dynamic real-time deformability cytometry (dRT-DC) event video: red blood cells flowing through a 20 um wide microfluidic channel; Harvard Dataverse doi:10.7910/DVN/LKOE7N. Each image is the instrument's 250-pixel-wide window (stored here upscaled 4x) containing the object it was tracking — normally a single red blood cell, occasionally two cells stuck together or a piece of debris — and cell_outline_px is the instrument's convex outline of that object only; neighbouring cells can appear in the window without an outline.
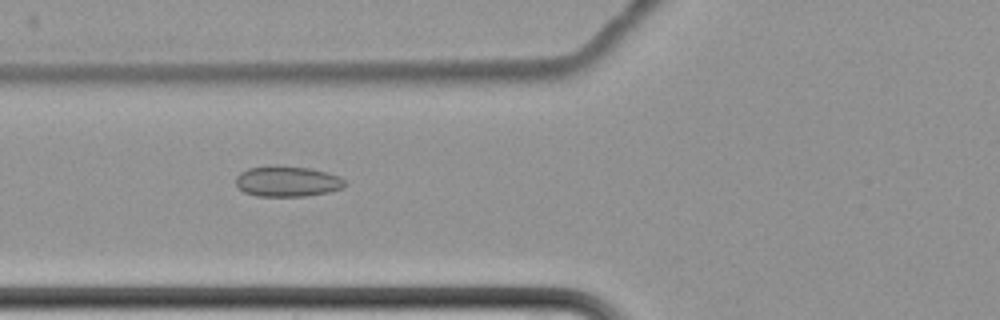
{"species": "common noctule bat (a hibernating species)", "species_latin": "Nyctalus noctula", "temperature_condition": "cold", "stored_images_in_passage": 9, "camera_frame_rate_fps": 3000, "um_per_image_px": 0.085, "animal": {"sex": "female", "body_mass_g": 22.7, "forearm_length_mm": 54.2}, "frame": {"image": 1, "passage_image": 8, "time_ms": 8.333, "image_size_px": [1000, 320], "cell_outline_px": [[348, 184], [344, 188], [328, 192], [304, 196], [256, 196], [244, 192], [236, 184], [236, 176], [240, 172], [248, 168], [272, 164], [276, 164], [312, 168], [328, 172], [340, 176]], "centroid_in_image_um": [24.44, 15.39], "position_along_channel_um": 101.4, "area_um2": 19.94}}
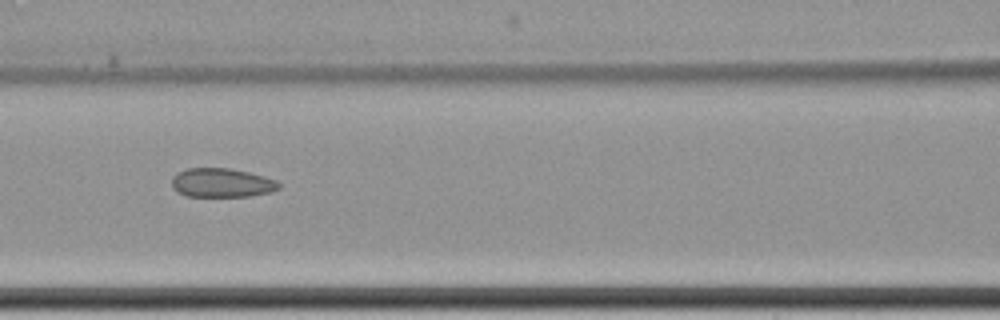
{"frame": {"image": 2, "passage_image": 9, "time_ms": 9.667, "image_size_px": [1000, 320], "cell_outline_px": [[280, 188], [272, 192], [248, 196], [188, 196], [176, 192], [172, 188], [172, 176], [188, 168], [228, 168], [248, 172], [264, 176], [276, 180], [280, 184]], "centroid_in_image_um": [18.85, 15.54], "position_along_channel_um": 147.7, "area_um2": 18.09}}